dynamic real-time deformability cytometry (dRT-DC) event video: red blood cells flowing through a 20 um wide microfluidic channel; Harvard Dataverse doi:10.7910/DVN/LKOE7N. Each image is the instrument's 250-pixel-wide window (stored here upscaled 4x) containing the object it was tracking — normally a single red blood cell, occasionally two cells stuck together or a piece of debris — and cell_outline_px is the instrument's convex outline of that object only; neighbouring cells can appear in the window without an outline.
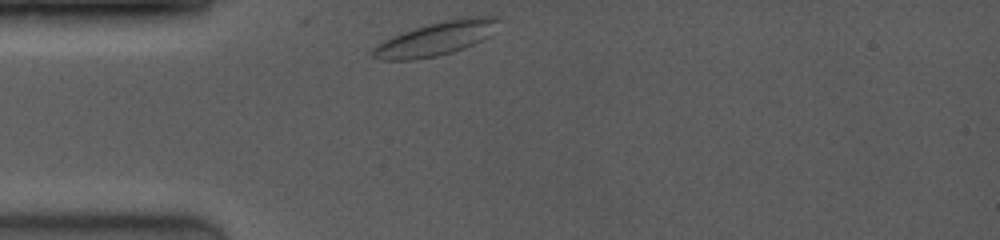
{"species": "common noctule bat (a hibernating species)", "species_latin": "Nyctalus noctula", "temperature_condition": "room temperature", "stored_images_in_passage": 43, "camera_frame_rate_fps": 4000, "um_per_image_px": 0.085, "animal": {"sex": "female", "body_mass_g": 19.0, "forearm_length_mm": 53.3}, "frame": {"image": 1, "passage_image": 1, "time_ms": 0.0, "image_size_px": [1000, 240], "cell_outline_px": [[500, 20], [492, 36], [484, 40], [464, 48], [452, 52], [436, 56], [412, 60], [384, 60], [372, 56], [372, 52], [384, 40], [404, 32], [416, 28], [448, 20], [484, 16], [488, 16]], "centroid_in_image_um": [37.12, 3.31], "position_along_channel_um": 47.9, "area_um2": 23.93}}
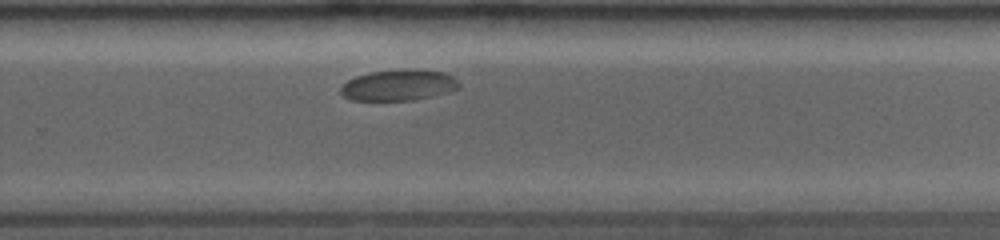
{"frame": {"image": 2, "passage_image": 29, "time_ms": 7.0, "image_size_px": [1000, 240], "cell_outline_px": [[460, 84], [456, 88], [448, 92], [412, 100], [348, 100], [340, 92], [340, 88], [348, 80], [356, 76], [372, 72], [404, 68], [440, 72], [452, 76]], "centroid_in_image_um": [33.83, 7.23], "position_along_channel_um": 296.0, "area_um2": 21.1}}
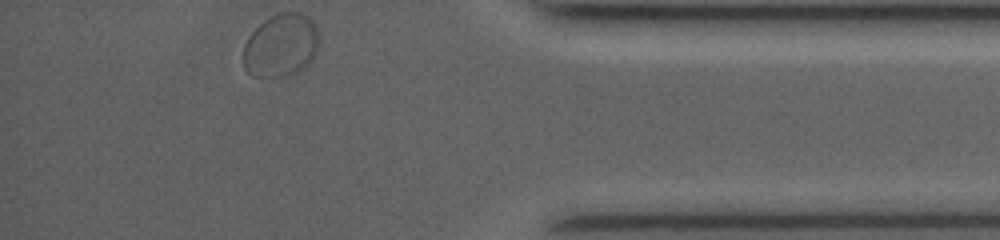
{"frame": {"image": 3, "passage_image": 43, "time_ms": 10.5, "image_size_px": [1000, 240], "cell_outline_px": [[316, 52], [308, 64], [300, 72], [288, 76], [252, 76], [244, 68], [244, 44], [248, 36], [264, 20], [280, 12], [300, 12], [308, 16], [316, 24]], "centroid_in_image_um": [23.86, 3.86], "position_along_channel_um": 411.3, "area_um2": 27.69}, "authors_computed_cell_mechanics": {"area_um2": 21.8484, "velocity_mm_per_s": 3.7466, "shape_relaxation_time_tau1_ms": 1.6159, "shape_relaxation_time_tau2_ms": null, "deformation_change_tau1": 0.0461, "deformation_change_tau2": null}}